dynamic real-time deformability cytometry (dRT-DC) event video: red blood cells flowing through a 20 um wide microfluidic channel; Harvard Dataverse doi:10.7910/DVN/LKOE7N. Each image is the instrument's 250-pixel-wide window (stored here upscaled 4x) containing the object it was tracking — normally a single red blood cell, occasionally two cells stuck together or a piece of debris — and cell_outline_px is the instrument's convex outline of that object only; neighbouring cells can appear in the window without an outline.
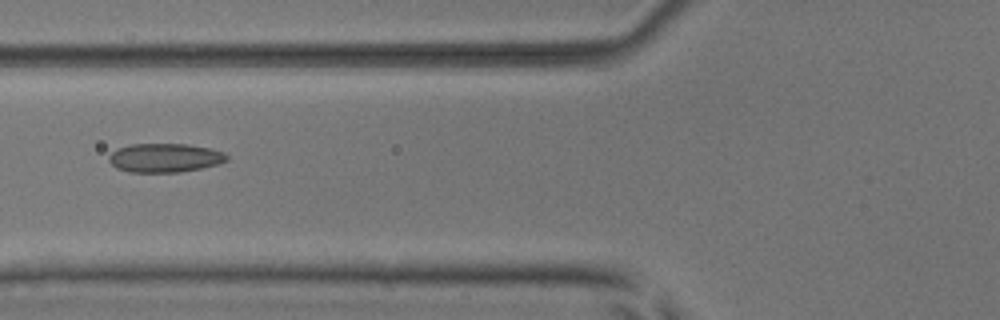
{"species": "common noctule bat (a hibernating species)", "species_latin": "Nyctalus noctula", "temperature_condition": "room temperature", "stored_images_in_passage": 7, "camera_frame_rate_fps": 3000, "um_per_image_px": 0.085, "animal": {"sex": "male", "body_mass_g": 17.9, "forearm_length_mm": 54.2}, "frame": {"image": 1, "passage_image": 6, "time_ms": 6.0, "image_size_px": [1000, 320], "cell_outline_px": [[228, 160], [216, 164], [200, 168], [180, 172], [128, 172], [116, 168], [108, 160], [108, 156], [116, 148], [128, 144], [188, 144], [212, 148], [224, 152], [228, 156]], "centroid_in_image_um": [13.98, 13.4], "position_along_channel_um": 111.8, "area_um2": 20.0}}
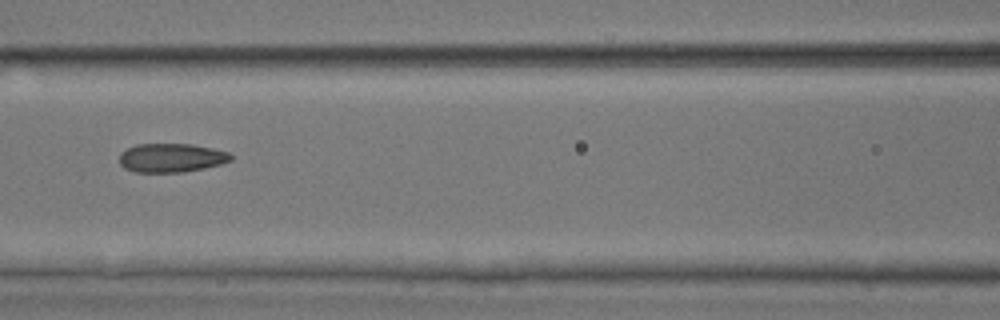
{"frame": {"image": 2, "passage_image": 7, "time_ms": 7.0, "image_size_px": [1000, 320], "cell_outline_px": [[232, 160], [220, 164], [204, 168], [184, 172], [136, 172], [124, 168], [120, 164], [120, 152], [136, 144], [192, 144], [212, 148], [228, 152], [232, 156]], "centroid_in_image_um": [14.55, 13.41], "position_along_channel_um": 152.0, "area_um2": 18.73}}